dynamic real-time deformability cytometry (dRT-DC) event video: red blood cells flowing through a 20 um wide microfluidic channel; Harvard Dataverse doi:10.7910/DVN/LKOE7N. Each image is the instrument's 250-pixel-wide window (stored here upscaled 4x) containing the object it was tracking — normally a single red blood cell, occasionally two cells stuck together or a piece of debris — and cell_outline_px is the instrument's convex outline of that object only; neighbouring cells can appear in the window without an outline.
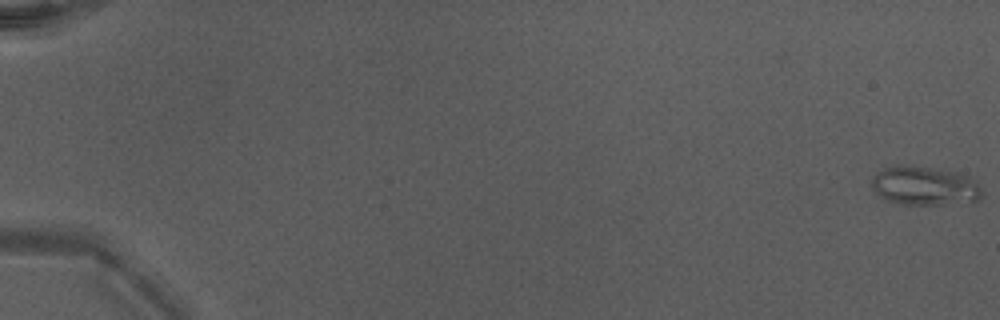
{"species": "Egyptian fruit bat (a non-hibernating species)", "species_latin": "Rousettus aegyptiacus", "temperature_condition": "warm", "stored_images_in_passage": 51, "camera_frame_rate_fps": 3000, "um_per_image_px": 0.085, "animal": {"sex": "male"}, "frame": {"image": 1, "passage_image": 1, "time_ms": 0.0, "image_size_px": [1000, 320], "cell_outline_px": [[984, 192], [980, 200], [940, 204], [904, 204], [888, 200], [880, 196], [872, 188], [872, 176], [884, 168], [896, 164], [908, 164], [956, 172], [968, 176]], "centroid_in_image_um": [78.56, 15.77], "position_along_channel_um": 6.4, "area_um2": 24.85}}
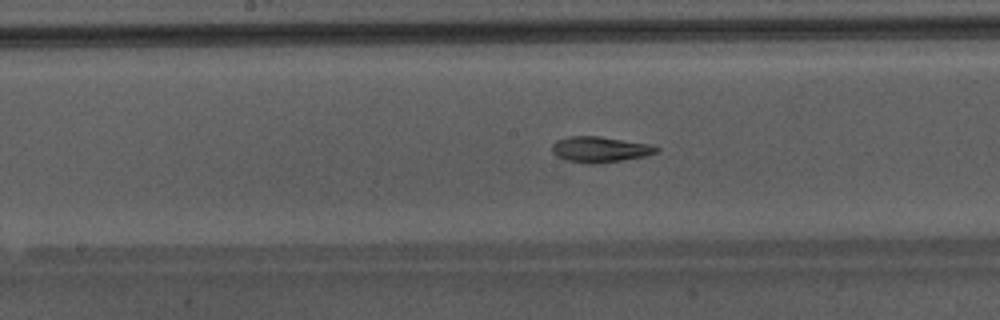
{"frame": {"image": 2, "passage_image": 29, "time_ms": 9.333, "image_size_px": [1000, 320], "cell_outline_px": [[660, 152], [644, 156], [624, 160], [596, 164], [584, 164], [568, 160], [556, 156], [552, 152], [552, 144], [556, 140], [568, 136], [596, 136], [648, 144], [660, 148]], "centroid_in_image_um": [50.97, 12.71], "position_along_channel_um": 197.2, "area_um2": 15.66}}
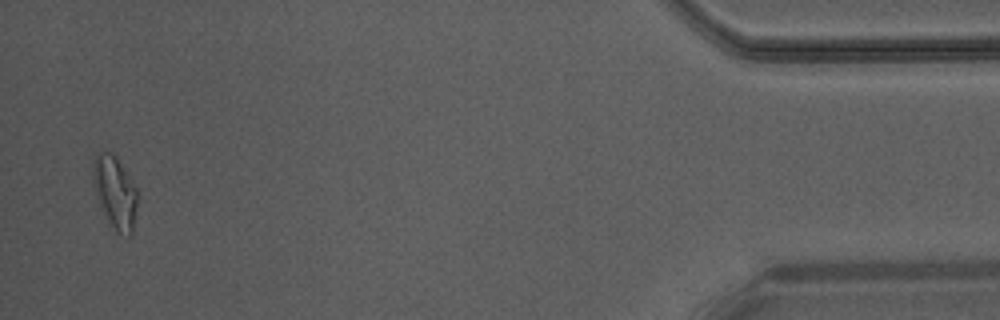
{"frame": {"image": 3, "passage_image": 50, "time_ms": 16.333, "image_size_px": [1000, 320], "cell_outline_px": [[136, 208], [132, 236], [128, 236], [116, 232], [100, 208], [92, 184], [92, 164], [96, 156], [104, 152], [112, 152], [116, 156], [136, 188]], "centroid_in_image_um": [9.74, 16.36], "position_along_channel_um": 425.5, "area_um2": 18.67}, "authors_computed_cell_mechanics": {"area_um2": 16.2996, "velocity_mm_per_s": 4.3156, "shape_relaxation_time_tau1_ms": 7.8833, "shape_relaxation_time_tau2_ms": 3.9034, "deformation_change_tau1": 0.2781, "deformation_change_tau2": 0.1191}}